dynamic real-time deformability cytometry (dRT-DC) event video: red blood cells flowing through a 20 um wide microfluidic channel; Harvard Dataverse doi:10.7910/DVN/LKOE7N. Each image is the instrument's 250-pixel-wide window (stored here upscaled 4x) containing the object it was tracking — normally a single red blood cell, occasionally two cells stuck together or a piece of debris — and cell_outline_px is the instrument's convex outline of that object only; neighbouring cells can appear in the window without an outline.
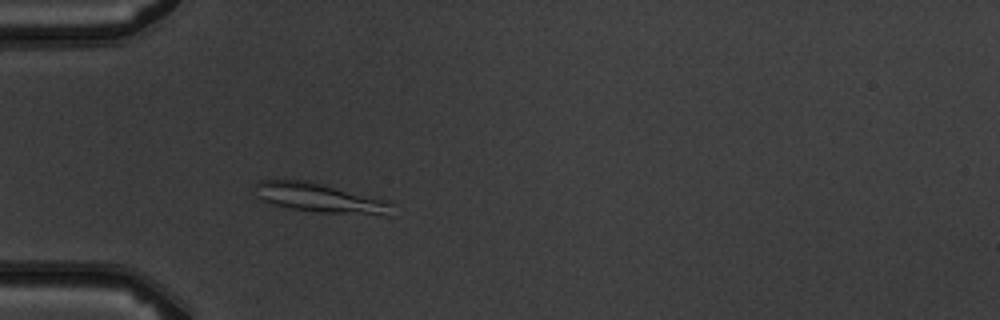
{"species": "common noctule bat (a hibernating species)", "species_latin": "Nyctalus noctula", "temperature_condition": "warm", "stored_images_in_passage": 4, "camera_frame_rate_fps": 3000, "um_per_image_px": 0.085, "animal": {"sex": "male", "body_mass_g": 19.5, "forearm_length_mm": 54.6}, "frame": {"image": 1, "passage_image": 4, "time_ms": 3.333, "image_size_px": [1000, 320], "cell_outline_px": [[392, 204], [388, 216], [384, 216], [320, 212], [292, 208], [272, 204], [260, 200], [256, 196], [256, 184], [260, 180], [308, 180], [388, 200]], "centroid_in_image_um": [27.21, 16.82], "position_along_channel_um": 57.8, "area_um2": 23.41}}